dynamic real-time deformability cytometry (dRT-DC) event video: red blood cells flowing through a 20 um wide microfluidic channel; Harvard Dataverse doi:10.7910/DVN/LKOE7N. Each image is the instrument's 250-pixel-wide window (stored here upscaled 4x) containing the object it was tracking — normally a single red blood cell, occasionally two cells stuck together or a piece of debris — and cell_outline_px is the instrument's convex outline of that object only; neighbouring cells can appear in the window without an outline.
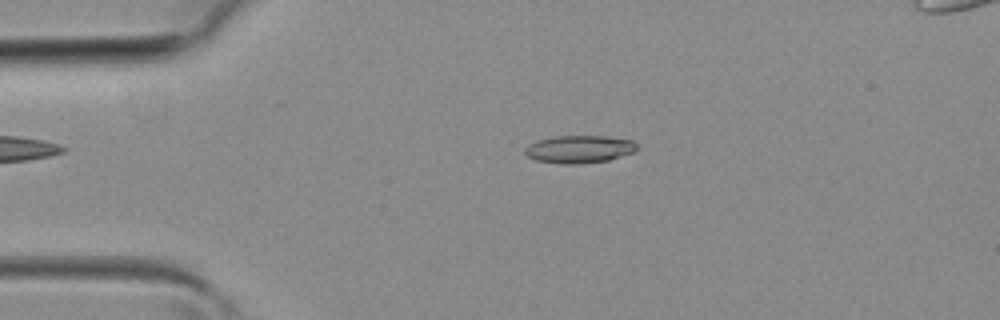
{"species": "common noctule bat (a hibernating species)", "species_latin": "Nyctalus noctula", "temperature_condition": "room temperature", "stored_images_in_passage": 40, "segment_of_instrument_passage": [1, 2], "camera_frame_rate_fps": 3000, "um_per_image_px": 0.085, "animal": {"sex": "female", "body_mass_g": 19.3, "forearm_length_mm": 54.1}, "frame": {"image": 1, "passage_image": 8, "time_ms": 2.333, "image_size_px": [1000, 320], "cell_outline_px": [[636, 152], [608, 160], [576, 164], [564, 164], [536, 160], [528, 156], [524, 152], [524, 148], [528, 144], [536, 140], [556, 136], [604, 136], [632, 140], [636, 144]], "centroid_in_image_um": [49.22, 12.67], "position_along_channel_um": 35.8, "area_um2": 18.03}}
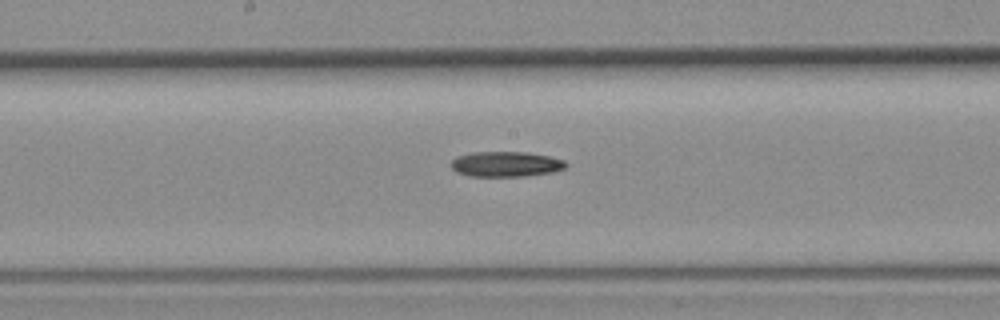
{"frame": {"image": 2, "passage_image": 20, "time_ms": 6.333, "image_size_px": [1000, 320], "cell_outline_px": [[568, 164], [564, 168], [552, 172], [524, 176], [468, 176], [456, 172], [452, 168], [452, 160], [456, 156], [472, 152], [528, 152], [548, 156], [564, 160]], "centroid_in_image_um": [42.98, 13.94], "position_along_channel_um": 205.2, "area_um2": 16.88}}
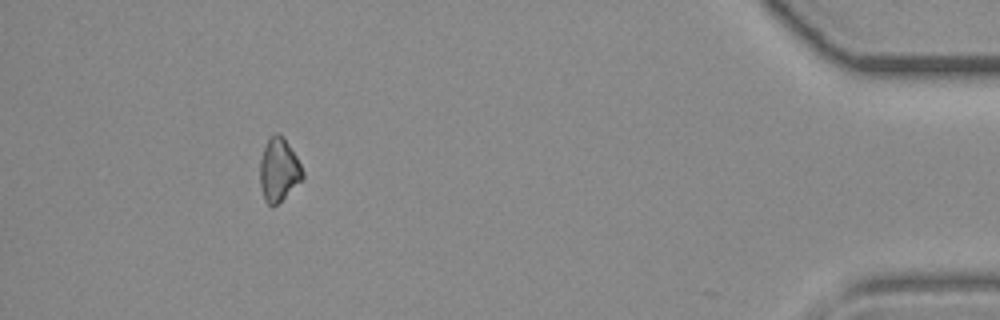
{"frame": {"image": 3, "passage_image": 36, "time_ms": 11.667, "image_size_px": [1000, 320], "cell_outline_px": [[304, 176], [272, 208], [264, 200], [260, 184], [260, 160], [264, 148], [268, 140], [276, 132], [280, 132], [284, 136], [296, 156], [304, 172]], "centroid_in_image_um": [23.68, 14.4], "position_along_channel_um": 411.5, "area_um2": 15.43}}